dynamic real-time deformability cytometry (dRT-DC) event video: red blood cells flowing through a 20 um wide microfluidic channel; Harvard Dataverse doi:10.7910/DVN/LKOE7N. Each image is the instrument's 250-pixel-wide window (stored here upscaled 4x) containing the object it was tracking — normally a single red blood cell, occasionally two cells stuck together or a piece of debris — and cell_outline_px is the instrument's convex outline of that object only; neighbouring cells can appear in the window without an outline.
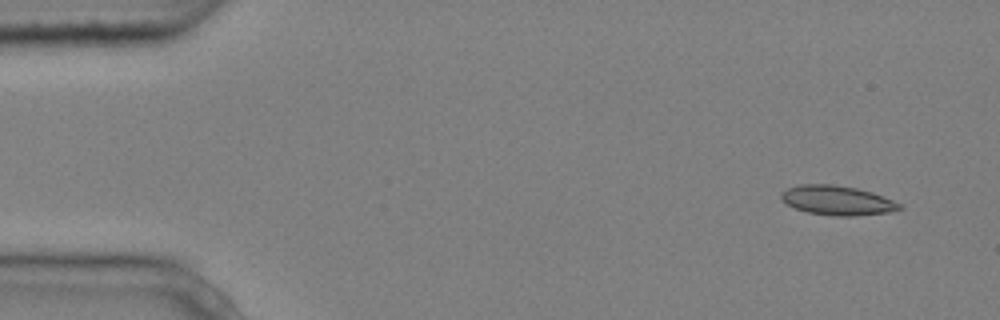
{"species": "common noctule bat (a hibernating species)", "species_latin": "Nyctalus noctula", "temperature_condition": "cold", "stored_images_in_passage": 3, "camera_frame_rate_fps": 3000, "um_per_image_px": 0.085, "animal": {"sex": "male", "body_mass_g": 20.4}, "frame": {"image": 1, "passage_image": 1, "time_ms": 0.0, "image_size_px": [1000, 320], "cell_outline_px": [[904, 208], [888, 212], [852, 216], [836, 216], [808, 212], [796, 208], [780, 200], [780, 192], [788, 188], [800, 184], [832, 184], [856, 188], [872, 192], [892, 200], [900, 204]], "centroid_in_image_um": [71.13, 17.02], "position_along_channel_um": 13.9, "area_um2": 20.17}}
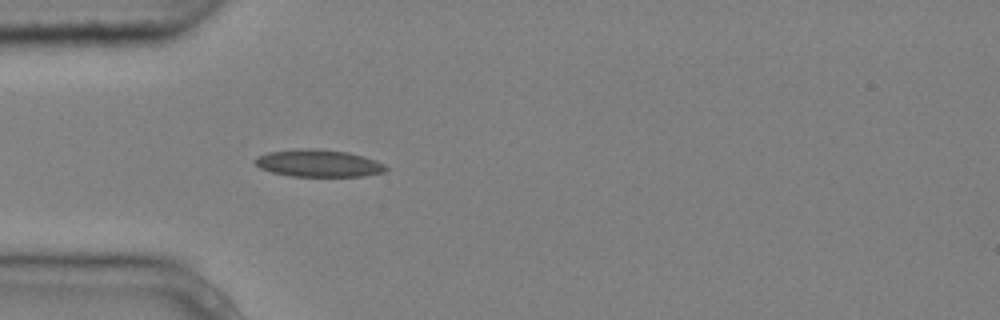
{"frame": {"image": 2, "passage_image": 3, "time_ms": 0.667, "image_size_px": [1000, 320], "cell_outline_px": [[388, 168], [384, 172], [364, 176], [292, 176], [272, 172], [260, 168], [252, 160], [256, 156], [268, 152], [300, 148], [316, 148], [348, 152], [364, 156], [376, 160], [384, 164]], "centroid_in_image_um": [27.06, 13.86], "position_along_channel_um": 57.9, "area_um2": 20.92}}